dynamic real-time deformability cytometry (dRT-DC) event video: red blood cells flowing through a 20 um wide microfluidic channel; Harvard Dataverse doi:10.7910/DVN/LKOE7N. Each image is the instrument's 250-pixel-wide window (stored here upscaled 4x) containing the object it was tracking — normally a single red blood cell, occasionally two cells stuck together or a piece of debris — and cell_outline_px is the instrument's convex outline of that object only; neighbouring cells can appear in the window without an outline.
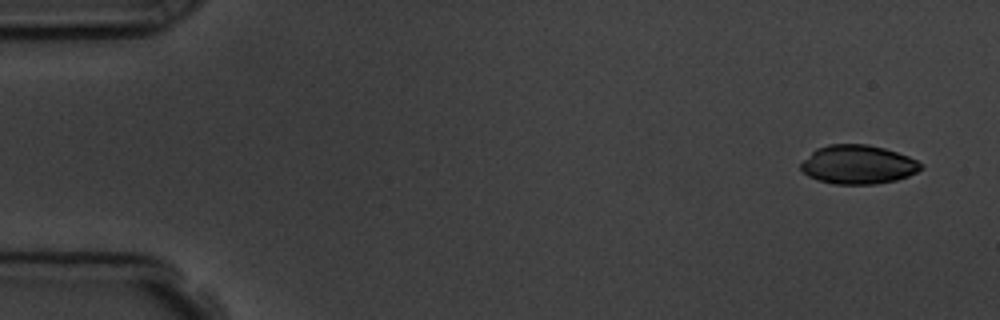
{"species": "common noctule bat (a hibernating species)", "species_latin": "Nyctalus noctula", "temperature_condition": "room temperature", "stored_images_in_passage": 4, "camera_frame_rate_fps": 3000, "um_per_image_px": 0.085, "animal": {"sex": "male", "body_mass_g": 19.5, "forearm_length_mm": 54.6}, "frame": {"image": 1, "passage_image": 1, "time_ms": 0.0, "image_size_px": [1000, 320], "cell_outline_px": [[924, 168], [908, 176], [896, 180], [876, 184], [836, 184], [820, 180], [808, 176], [800, 168], [800, 164], [816, 148], [828, 144], [868, 144], [884, 148], [908, 156], [924, 164]], "centroid_in_image_um": [72.95, 13.98], "position_along_channel_um": 12.0, "area_um2": 27.17}}
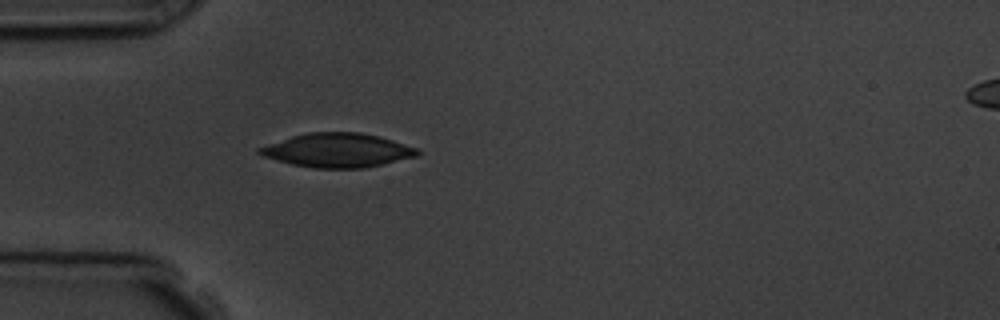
{"frame": {"image": 2, "passage_image": 4, "time_ms": 4.333, "image_size_px": [1000, 320], "cell_outline_px": [[420, 152], [416, 156], [364, 168], [312, 168], [292, 164], [264, 156], [256, 152], [256, 148], [292, 136], [308, 132], [360, 132], [380, 136], [416, 148]], "centroid_in_image_um": [28.66, 12.77], "position_along_channel_um": 56.3, "area_um2": 31.04}}